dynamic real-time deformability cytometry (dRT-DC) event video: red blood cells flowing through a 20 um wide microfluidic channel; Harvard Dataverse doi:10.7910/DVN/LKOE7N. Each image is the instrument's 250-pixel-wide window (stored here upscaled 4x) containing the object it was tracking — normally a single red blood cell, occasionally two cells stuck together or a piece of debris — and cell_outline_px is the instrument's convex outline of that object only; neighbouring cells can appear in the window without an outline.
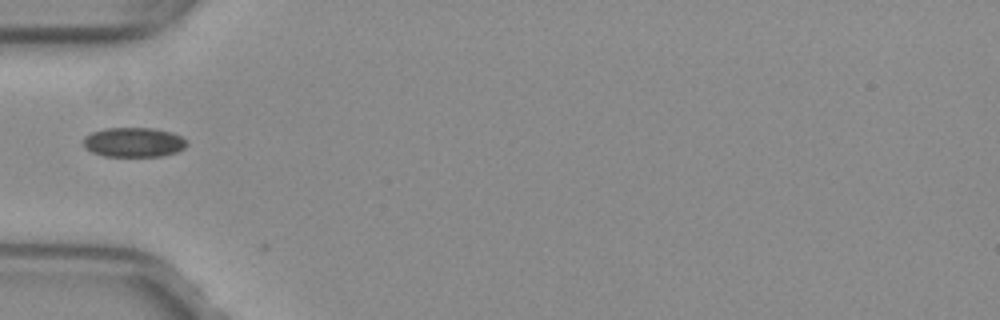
{"species": "common noctule bat (a hibernating species)", "species_latin": "Nyctalus noctula", "temperature_condition": "warm", "stored_images_in_passage": 31, "camera_frame_rate_fps": 3000, "um_per_image_px": 0.085, "animal": {"sex": "female", "body_mass_g": 29.2, "forearm_length_mm": 56.3}, "frame": {"image": 1, "passage_image": 1, "time_ms": 0.0, "image_size_px": [1000, 320], "cell_outline_px": [[188, 144], [184, 148], [176, 152], [164, 156], [104, 156], [92, 152], [84, 148], [84, 136], [92, 132], [104, 128], [152, 128], [172, 132], [180, 136]], "centroid_in_image_um": [11.35, 12.09], "position_along_channel_um": 73.7, "area_um2": 17.86}}
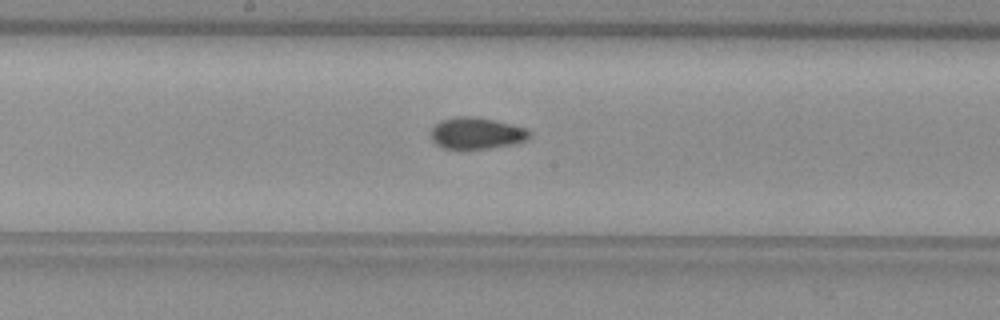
{"frame": {"image": 2, "passage_image": 11, "time_ms": 3.333, "image_size_px": [1000, 320], "cell_outline_px": [[532, 136], [528, 140], [516, 144], [488, 148], [444, 148], [436, 144], [428, 136], [432, 128], [440, 120], [456, 116], [476, 116], [512, 124], [524, 128], [532, 132]], "centroid_in_image_um": [40.52, 11.31], "position_along_channel_um": 207.7, "area_um2": 18.38}}
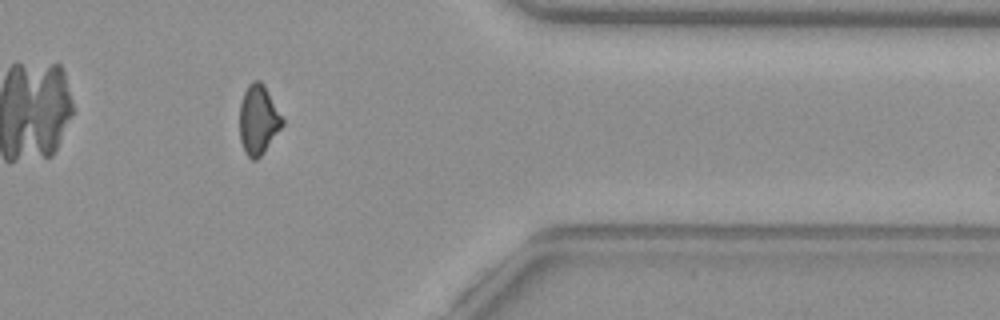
{"frame": {"image": 3, "passage_image": 26, "time_ms": 8.333, "image_size_px": [1000, 320], "cell_outline_px": [[284, 124], [264, 152], [256, 160], [252, 160], [244, 152], [240, 140], [240, 104], [244, 92], [248, 84], [252, 80], [260, 80], [264, 84], [284, 120]], "centroid_in_image_um": [21.95, 10.18], "position_along_channel_um": 389.4, "area_um2": 17.34}, "authors_computed_cell_mechanics": {"area_um2": 17.8602, "velocity_mm_per_s": 4.0025, "shape_relaxation_time_tau1_ms": null, "shape_relaxation_time_tau2_ms": 3.1512, "deformation_change_tau1": null, "deformation_change_tau2": 0.0778}}